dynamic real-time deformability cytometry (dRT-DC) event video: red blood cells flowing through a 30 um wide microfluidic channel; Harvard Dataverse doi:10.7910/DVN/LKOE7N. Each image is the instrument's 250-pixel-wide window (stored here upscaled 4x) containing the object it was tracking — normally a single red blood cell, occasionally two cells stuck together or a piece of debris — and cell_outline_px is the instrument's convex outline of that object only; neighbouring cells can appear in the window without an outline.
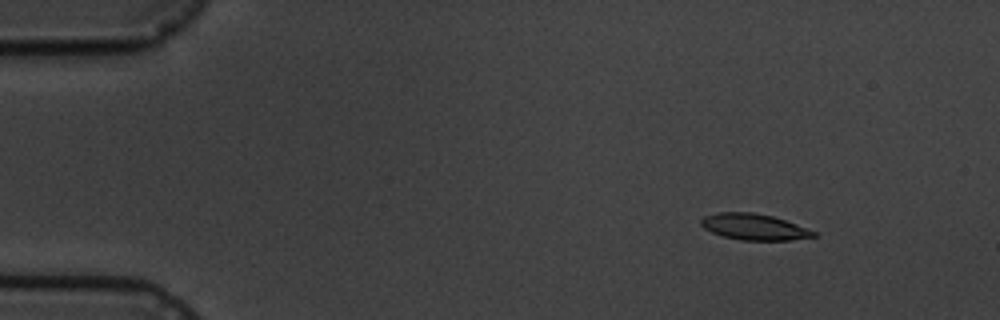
{"species": "common noctule bat (a hibernating species)", "species_latin": "Nyctalus noctula", "temperature_condition": "cold", "stored_images_in_passage": 5, "camera_frame_rate_fps": 3000, "um_per_image_px": 0.085, "animal": {"sex": "male", "body_mass_g": 19.5, "forearm_length_mm": 54.6}, "frame": {"image": 1, "passage_image": 2, "time_ms": 2.0, "image_size_px": [1000, 320], "cell_outline_px": [[816, 236], [792, 240], [740, 240], [724, 236], [712, 232], [704, 228], [700, 224], [700, 220], [704, 216], [720, 212], [752, 212], [772, 216], [796, 224], [816, 232]], "centroid_in_image_um": [64.08, 19.28], "position_along_channel_um": 20.9, "area_um2": 16.99}}
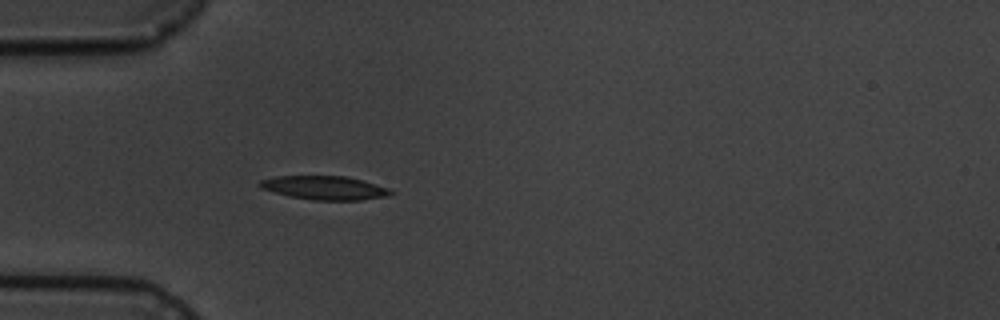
{"frame": {"image": 2, "passage_image": 5, "time_ms": 5.333, "image_size_px": [1000, 320], "cell_outline_px": [[396, 192], [388, 196], [360, 200], [312, 200], [292, 196], [260, 188], [256, 184], [260, 180], [276, 176], [344, 176], [364, 180], [388, 188]], "centroid_in_image_um": [27.61, 15.96], "position_along_channel_um": 57.4, "area_um2": 18.09}}